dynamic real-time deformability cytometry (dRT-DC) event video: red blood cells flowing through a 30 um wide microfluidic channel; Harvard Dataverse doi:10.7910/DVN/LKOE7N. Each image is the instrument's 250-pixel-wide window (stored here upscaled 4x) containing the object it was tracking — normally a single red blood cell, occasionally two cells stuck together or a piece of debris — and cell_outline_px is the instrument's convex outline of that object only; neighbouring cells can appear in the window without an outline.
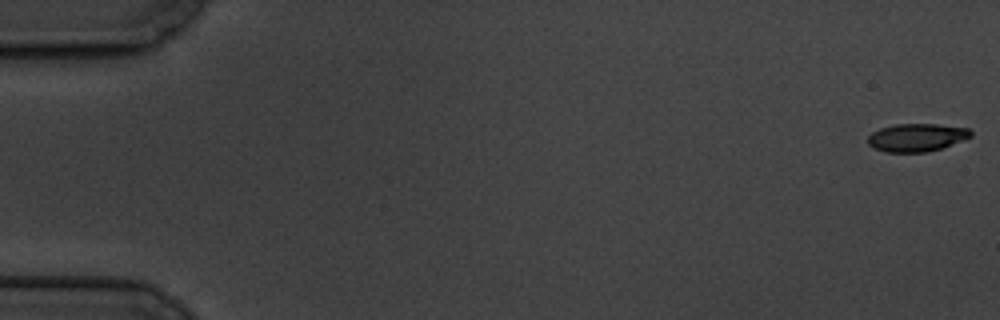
{"species": "common noctule bat (a hibernating species)", "species_latin": "Nyctalus noctula", "temperature_condition": "cold", "stored_images_in_passage": 6, "camera_frame_rate_fps": 3000, "um_per_image_px": 0.085, "animal": {"sex": "male", "body_mass_g": 19.5, "forearm_length_mm": 54.6}, "frame": {"image": 1, "passage_image": 1, "time_ms": 0.0, "image_size_px": [1000, 320], "cell_outline_px": [[972, 136], [940, 148], [928, 152], [884, 152], [868, 144], [868, 136], [872, 132], [880, 128], [896, 124], [936, 124], [968, 128], [972, 132]], "centroid_in_image_um": [77.89, 11.68], "position_along_channel_um": 7.1, "area_um2": 16.59}}